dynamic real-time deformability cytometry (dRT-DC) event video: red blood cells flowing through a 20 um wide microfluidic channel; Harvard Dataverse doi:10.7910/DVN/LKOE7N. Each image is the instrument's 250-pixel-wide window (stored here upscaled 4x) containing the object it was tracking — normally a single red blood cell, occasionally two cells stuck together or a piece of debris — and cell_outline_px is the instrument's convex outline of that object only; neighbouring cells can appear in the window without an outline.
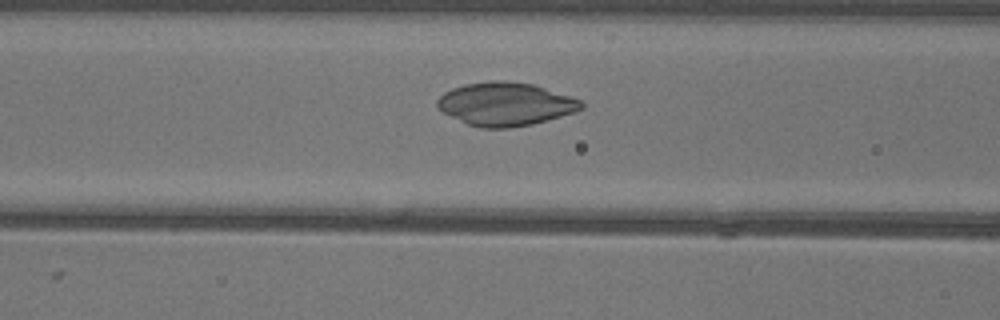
{"species": "common noctule bat (a hibernating species)", "species_latin": "Nyctalus noctula", "temperature_condition": "warm", "stored_images_in_passage": 13, "camera_frame_rate_fps": 3000, "um_per_image_px": 0.085, "animal": {"sex": "female"}, "frame": {"image": 1, "passage_image": 11, "time_ms": 3.333, "image_size_px": [1000, 320], "cell_outline_px": [[584, 108], [576, 112], [548, 120], [532, 124], [512, 128], [480, 128], [468, 124], [436, 108], [436, 100], [444, 92], [452, 88], [464, 84], [492, 80], [504, 80], [532, 84], [580, 100], [584, 104]], "centroid_in_image_um": [42.95, 8.85], "position_along_channel_um": 123.7, "area_um2": 36.3}}